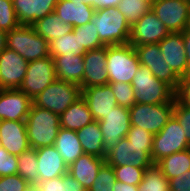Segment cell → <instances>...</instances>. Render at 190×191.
Returning <instances> with one entry per match:
<instances>
[{
    "mask_svg": "<svg viewBox=\"0 0 190 191\" xmlns=\"http://www.w3.org/2000/svg\"><path fill=\"white\" fill-rule=\"evenodd\" d=\"M25 123L30 148L54 145L60 129L59 115L32 104Z\"/></svg>",
    "mask_w": 190,
    "mask_h": 191,
    "instance_id": "obj_1",
    "label": "cell"
},
{
    "mask_svg": "<svg viewBox=\"0 0 190 191\" xmlns=\"http://www.w3.org/2000/svg\"><path fill=\"white\" fill-rule=\"evenodd\" d=\"M131 85L135 93V103H174L176 91L164 81L158 80L145 66H139Z\"/></svg>",
    "mask_w": 190,
    "mask_h": 191,
    "instance_id": "obj_2",
    "label": "cell"
},
{
    "mask_svg": "<svg viewBox=\"0 0 190 191\" xmlns=\"http://www.w3.org/2000/svg\"><path fill=\"white\" fill-rule=\"evenodd\" d=\"M91 22L105 46L129 43L131 26L117 7L95 10Z\"/></svg>",
    "mask_w": 190,
    "mask_h": 191,
    "instance_id": "obj_3",
    "label": "cell"
},
{
    "mask_svg": "<svg viewBox=\"0 0 190 191\" xmlns=\"http://www.w3.org/2000/svg\"><path fill=\"white\" fill-rule=\"evenodd\" d=\"M106 64L109 83L131 84L140 66L135 48L129 43L107 46Z\"/></svg>",
    "mask_w": 190,
    "mask_h": 191,
    "instance_id": "obj_4",
    "label": "cell"
},
{
    "mask_svg": "<svg viewBox=\"0 0 190 191\" xmlns=\"http://www.w3.org/2000/svg\"><path fill=\"white\" fill-rule=\"evenodd\" d=\"M6 47L28 62L50 56L49 42L37 34L32 25H19L6 32Z\"/></svg>",
    "mask_w": 190,
    "mask_h": 191,
    "instance_id": "obj_5",
    "label": "cell"
},
{
    "mask_svg": "<svg viewBox=\"0 0 190 191\" xmlns=\"http://www.w3.org/2000/svg\"><path fill=\"white\" fill-rule=\"evenodd\" d=\"M82 96L79 84L56 79L33 101V105L61 115L68 107Z\"/></svg>",
    "mask_w": 190,
    "mask_h": 191,
    "instance_id": "obj_6",
    "label": "cell"
},
{
    "mask_svg": "<svg viewBox=\"0 0 190 191\" xmlns=\"http://www.w3.org/2000/svg\"><path fill=\"white\" fill-rule=\"evenodd\" d=\"M190 148L185 131L174 115L165 127L153 136L151 158L157 164L164 157Z\"/></svg>",
    "mask_w": 190,
    "mask_h": 191,
    "instance_id": "obj_7",
    "label": "cell"
},
{
    "mask_svg": "<svg viewBox=\"0 0 190 191\" xmlns=\"http://www.w3.org/2000/svg\"><path fill=\"white\" fill-rule=\"evenodd\" d=\"M173 110L174 103L157 105L135 103L129 108L131 126H138L153 135L158 134L172 117Z\"/></svg>",
    "mask_w": 190,
    "mask_h": 191,
    "instance_id": "obj_8",
    "label": "cell"
},
{
    "mask_svg": "<svg viewBox=\"0 0 190 191\" xmlns=\"http://www.w3.org/2000/svg\"><path fill=\"white\" fill-rule=\"evenodd\" d=\"M152 146H137L124 137L106 152L105 163L110 166L133 165L137 168H150L154 165L151 158Z\"/></svg>",
    "mask_w": 190,
    "mask_h": 191,
    "instance_id": "obj_9",
    "label": "cell"
},
{
    "mask_svg": "<svg viewBox=\"0 0 190 191\" xmlns=\"http://www.w3.org/2000/svg\"><path fill=\"white\" fill-rule=\"evenodd\" d=\"M55 63L51 56L30 61L19 90L34 99L56 80Z\"/></svg>",
    "mask_w": 190,
    "mask_h": 191,
    "instance_id": "obj_10",
    "label": "cell"
},
{
    "mask_svg": "<svg viewBox=\"0 0 190 191\" xmlns=\"http://www.w3.org/2000/svg\"><path fill=\"white\" fill-rule=\"evenodd\" d=\"M151 10L169 32H183L190 19V0H155Z\"/></svg>",
    "mask_w": 190,
    "mask_h": 191,
    "instance_id": "obj_11",
    "label": "cell"
},
{
    "mask_svg": "<svg viewBox=\"0 0 190 191\" xmlns=\"http://www.w3.org/2000/svg\"><path fill=\"white\" fill-rule=\"evenodd\" d=\"M140 65L147 67L153 75L171 86L175 91L178 89L180 78L166 64L158 43L134 46Z\"/></svg>",
    "mask_w": 190,
    "mask_h": 191,
    "instance_id": "obj_12",
    "label": "cell"
},
{
    "mask_svg": "<svg viewBox=\"0 0 190 191\" xmlns=\"http://www.w3.org/2000/svg\"><path fill=\"white\" fill-rule=\"evenodd\" d=\"M98 123L103 135L105 151L107 152L119 143L122 138L126 137L130 130L129 108L117 105Z\"/></svg>",
    "mask_w": 190,
    "mask_h": 191,
    "instance_id": "obj_13",
    "label": "cell"
},
{
    "mask_svg": "<svg viewBox=\"0 0 190 191\" xmlns=\"http://www.w3.org/2000/svg\"><path fill=\"white\" fill-rule=\"evenodd\" d=\"M169 33L170 32L167 30L164 24L150 9L133 26H131L129 44L132 46H139L159 43Z\"/></svg>",
    "mask_w": 190,
    "mask_h": 191,
    "instance_id": "obj_14",
    "label": "cell"
},
{
    "mask_svg": "<svg viewBox=\"0 0 190 191\" xmlns=\"http://www.w3.org/2000/svg\"><path fill=\"white\" fill-rule=\"evenodd\" d=\"M28 63L20 54L6 47L0 53V89H19Z\"/></svg>",
    "mask_w": 190,
    "mask_h": 191,
    "instance_id": "obj_15",
    "label": "cell"
},
{
    "mask_svg": "<svg viewBox=\"0 0 190 191\" xmlns=\"http://www.w3.org/2000/svg\"><path fill=\"white\" fill-rule=\"evenodd\" d=\"M33 101L19 89H0V121H26Z\"/></svg>",
    "mask_w": 190,
    "mask_h": 191,
    "instance_id": "obj_16",
    "label": "cell"
},
{
    "mask_svg": "<svg viewBox=\"0 0 190 191\" xmlns=\"http://www.w3.org/2000/svg\"><path fill=\"white\" fill-rule=\"evenodd\" d=\"M107 46L95 50H87L83 55L84 74L82 88L109 84L106 69Z\"/></svg>",
    "mask_w": 190,
    "mask_h": 191,
    "instance_id": "obj_17",
    "label": "cell"
},
{
    "mask_svg": "<svg viewBox=\"0 0 190 191\" xmlns=\"http://www.w3.org/2000/svg\"><path fill=\"white\" fill-rule=\"evenodd\" d=\"M166 64L182 79L187 76V61L182 32H170L158 43Z\"/></svg>",
    "mask_w": 190,
    "mask_h": 191,
    "instance_id": "obj_18",
    "label": "cell"
},
{
    "mask_svg": "<svg viewBox=\"0 0 190 191\" xmlns=\"http://www.w3.org/2000/svg\"><path fill=\"white\" fill-rule=\"evenodd\" d=\"M81 90L82 97L87 102L94 121H101L117 106L110 84L81 88Z\"/></svg>",
    "mask_w": 190,
    "mask_h": 191,
    "instance_id": "obj_19",
    "label": "cell"
},
{
    "mask_svg": "<svg viewBox=\"0 0 190 191\" xmlns=\"http://www.w3.org/2000/svg\"><path fill=\"white\" fill-rule=\"evenodd\" d=\"M0 145L14 155L28 150L30 145L25 121H0Z\"/></svg>",
    "mask_w": 190,
    "mask_h": 191,
    "instance_id": "obj_20",
    "label": "cell"
},
{
    "mask_svg": "<svg viewBox=\"0 0 190 191\" xmlns=\"http://www.w3.org/2000/svg\"><path fill=\"white\" fill-rule=\"evenodd\" d=\"M20 25H32L37 20L51 14L58 0H12Z\"/></svg>",
    "mask_w": 190,
    "mask_h": 191,
    "instance_id": "obj_21",
    "label": "cell"
},
{
    "mask_svg": "<svg viewBox=\"0 0 190 191\" xmlns=\"http://www.w3.org/2000/svg\"><path fill=\"white\" fill-rule=\"evenodd\" d=\"M36 152L39 181L50 180L68 173V166L54 145L37 148Z\"/></svg>",
    "mask_w": 190,
    "mask_h": 191,
    "instance_id": "obj_22",
    "label": "cell"
},
{
    "mask_svg": "<svg viewBox=\"0 0 190 191\" xmlns=\"http://www.w3.org/2000/svg\"><path fill=\"white\" fill-rule=\"evenodd\" d=\"M95 8L78 0H58L54 12L73 28L92 21Z\"/></svg>",
    "mask_w": 190,
    "mask_h": 191,
    "instance_id": "obj_23",
    "label": "cell"
},
{
    "mask_svg": "<svg viewBox=\"0 0 190 191\" xmlns=\"http://www.w3.org/2000/svg\"><path fill=\"white\" fill-rule=\"evenodd\" d=\"M105 163V159L89 154L79 156L70 166L68 173L79 180L81 184L89 190L101 166Z\"/></svg>",
    "mask_w": 190,
    "mask_h": 191,
    "instance_id": "obj_24",
    "label": "cell"
},
{
    "mask_svg": "<svg viewBox=\"0 0 190 191\" xmlns=\"http://www.w3.org/2000/svg\"><path fill=\"white\" fill-rule=\"evenodd\" d=\"M55 63L56 78L77 83L82 88L84 74L83 55H59L51 56Z\"/></svg>",
    "mask_w": 190,
    "mask_h": 191,
    "instance_id": "obj_25",
    "label": "cell"
},
{
    "mask_svg": "<svg viewBox=\"0 0 190 191\" xmlns=\"http://www.w3.org/2000/svg\"><path fill=\"white\" fill-rule=\"evenodd\" d=\"M59 119L60 127L72 131H79L94 121L88 104L82 96L71 104L68 109L59 116Z\"/></svg>",
    "mask_w": 190,
    "mask_h": 191,
    "instance_id": "obj_26",
    "label": "cell"
},
{
    "mask_svg": "<svg viewBox=\"0 0 190 191\" xmlns=\"http://www.w3.org/2000/svg\"><path fill=\"white\" fill-rule=\"evenodd\" d=\"M76 133L84 154L105 159L106 151L98 121H93L81 128L79 131H76Z\"/></svg>",
    "mask_w": 190,
    "mask_h": 191,
    "instance_id": "obj_27",
    "label": "cell"
},
{
    "mask_svg": "<svg viewBox=\"0 0 190 191\" xmlns=\"http://www.w3.org/2000/svg\"><path fill=\"white\" fill-rule=\"evenodd\" d=\"M54 146L67 166H70L79 156L84 154L76 131L62 127L58 131Z\"/></svg>",
    "mask_w": 190,
    "mask_h": 191,
    "instance_id": "obj_28",
    "label": "cell"
},
{
    "mask_svg": "<svg viewBox=\"0 0 190 191\" xmlns=\"http://www.w3.org/2000/svg\"><path fill=\"white\" fill-rule=\"evenodd\" d=\"M32 27L49 43L73 31V26L65 23L55 12L37 20L32 24Z\"/></svg>",
    "mask_w": 190,
    "mask_h": 191,
    "instance_id": "obj_29",
    "label": "cell"
},
{
    "mask_svg": "<svg viewBox=\"0 0 190 191\" xmlns=\"http://www.w3.org/2000/svg\"><path fill=\"white\" fill-rule=\"evenodd\" d=\"M156 165L168 180L190 171V148L164 157Z\"/></svg>",
    "mask_w": 190,
    "mask_h": 191,
    "instance_id": "obj_30",
    "label": "cell"
},
{
    "mask_svg": "<svg viewBox=\"0 0 190 191\" xmlns=\"http://www.w3.org/2000/svg\"><path fill=\"white\" fill-rule=\"evenodd\" d=\"M18 158V171L22 178H24L30 185H34L39 181V172L37 170V152L34 148H29L23 151Z\"/></svg>",
    "mask_w": 190,
    "mask_h": 191,
    "instance_id": "obj_31",
    "label": "cell"
},
{
    "mask_svg": "<svg viewBox=\"0 0 190 191\" xmlns=\"http://www.w3.org/2000/svg\"><path fill=\"white\" fill-rule=\"evenodd\" d=\"M75 35H78L79 50L85 54L87 50H95L104 47L93 22L73 28Z\"/></svg>",
    "mask_w": 190,
    "mask_h": 191,
    "instance_id": "obj_32",
    "label": "cell"
},
{
    "mask_svg": "<svg viewBox=\"0 0 190 191\" xmlns=\"http://www.w3.org/2000/svg\"><path fill=\"white\" fill-rule=\"evenodd\" d=\"M138 191H170L169 180L154 164L144 171L142 181L138 185Z\"/></svg>",
    "mask_w": 190,
    "mask_h": 191,
    "instance_id": "obj_33",
    "label": "cell"
},
{
    "mask_svg": "<svg viewBox=\"0 0 190 191\" xmlns=\"http://www.w3.org/2000/svg\"><path fill=\"white\" fill-rule=\"evenodd\" d=\"M49 54L50 56L84 55L79 50L78 35H75L73 31L52 40L49 43Z\"/></svg>",
    "mask_w": 190,
    "mask_h": 191,
    "instance_id": "obj_34",
    "label": "cell"
},
{
    "mask_svg": "<svg viewBox=\"0 0 190 191\" xmlns=\"http://www.w3.org/2000/svg\"><path fill=\"white\" fill-rule=\"evenodd\" d=\"M130 26H133L145 13L151 9V4L144 0H121L117 6Z\"/></svg>",
    "mask_w": 190,
    "mask_h": 191,
    "instance_id": "obj_35",
    "label": "cell"
},
{
    "mask_svg": "<svg viewBox=\"0 0 190 191\" xmlns=\"http://www.w3.org/2000/svg\"><path fill=\"white\" fill-rule=\"evenodd\" d=\"M115 181L116 176L113 167L104 163L99 169L92 186L87 191H113Z\"/></svg>",
    "mask_w": 190,
    "mask_h": 191,
    "instance_id": "obj_36",
    "label": "cell"
},
{
    "mask_svg": "<svg viewBox=\"0 0 190 191\" xmlns=\"http://www.w3.org/2000/svg\"><path fill=\"white\" fill-rule=\"evenodd\" d=\"M115 172L116 180L129 185L138 186L143 178L144 171L147 168H137L131 165L112 166Z\"/></svg>",
    "mask_w": 190,
    "mask_h": 191,
    "instance_id": "obj_37",
    "label": "cell"
},
{
    "mask_svg": "<svg viewBox=\"0 0 190 191\" xmlns=\"http://www.w3.org/2000/svg\"><path fill=\"white\" fill-rule=\"evenodd\" d=\"M19 25L12 0H0V30L9 32Z\"/></svg>",
    "mask_w": 190,
    "mask_h": 191,
    "instance_id": "obj_38",
    "label": "cell"
},
{
    "mask_svg": "<svg viewBox=\"0 0 190 191\" xmlns=\"http://www.w3.org/2000/svg\"><path fill=\"white\" fill-rule=\"evenodd\" d=\"M109 84L115 94L117 105L131 108L135 104V93L131 84L119 82Z\"/></svg>",
    "mask_w": 190,
    "mask_h": 191,
    "instance_id": "obj_39",
    "label": "cell"
},
{
    "mask_svg": "<svg viewBox=\"0 0 190 191\" xmlns=\"http://www.w3.org/2000/svg\"><path fill=\"white\" fill-rule=\"evenodd\" d=\"M18 158L17 155L10 154L0 145V177L17 174Z\"/></svg>",
    "mask_w": 190,
    "mask_h": 191,
    "instance_id": "obj_40",
    "label": "cell"
},
{
    "mask_svg": "<svg viewBox=\"0 0 190 191\" xmlns=\"http://www.w3.org/2000/svg\"><path fill=\"white\" fill-rule=\"evenodd\" d=\"M173 115L184 129L186 140L190 143V107L175 97Z\"/></svg>",
    "mask_w": 190,
    "mask_h": 191,
    "instance_id": "obj_41",
    "label": "cell"
},
{
    "mask_svg": "<svg viewBox=\"0 0 190 191\" xmlns=\"http://www.w3.org/2000/svg\"><path fill=\"white\" fill-rule=\"evenodd\" d=\"M153 134L149 131L141 129L138 126H130L126 138L129 143L137 146H152L153 145Z\"/></svg>",
    "mask_w": 190,
    "mask_h": 191,
    "instance_id": "obj_42",
    "label": "cell"
},
{
    "mask_svg": "<svg viewBox=\"0 0 190 191\" xmlns=\"http://www.w3.org/2000/svg\"><path fill=\"white\" fill-rule=\"evenodd\" d=\"M29 185L19 174L0 177V191H27Z\"/></svg>",
    "mask_w": 190,
    "mask_h": 191,
    "instance_id": "obj_43",
    "label": "cell"
},
{
    "mask_svg": "<svg viewBox=\"0 0 190 191\" xmlns=\"http://www.w3.org/2000/svg\"><path fill=\"white\" fill-rule=\"evenodd\" d=\"M40 191H66V174L36 183Z\"/></svg>",
    "mask_w": 190,
    "mask_h": 191,
    "instance_id": "obj_44",
    "label": "cell"
},
{
    "mask_svg": "<svg viewBox=\"0 0 190 191\" xmlns=\"http://www.w3.org/2000/svg\"><path fill=\"white\" fill-rule=\"evenodd\" d=\"M175 97L182 104L190 107V74L180 80L178 89L175 92Z\"/></svg>",
    "mask_w": 190,
    "mask_h": 191,
    "instance_id": "obj_45",
    "label": "cell"
},
{
    "mask_svg": "<svg viewBox=\"0 0 190 191\" xmlns=\"http://www.w3.org/2000/svg\"><path fill=\"white\" fill-rule=\"evenodd\" d=\"M170 191H190V171L169 180Z\"/></svg>",
    "mask_w": 190,
    "mask_h": 191,
    "instance_id": "obj_46",
    "label": "cell"
},
{
    "mask_svg": "<svg viewBox=\"0 0 190 191\" xmlns=\"http://www.w3.org/2000/svg\"><path fill=\"white\" fill-rule=\"evenodd\" d=\"M66 191H87L79 180L73 178L69 173L66 174Z\"/></svg>",
    "mask_w": 190,
    "mask_h": 191,
    "instance_id": "obj_47",
    "label": "cell"
},
{
    "mask_svg": "<svg viewBox=\"0 0 190 191\" xmlns=\"http://www.w3.org/2000/svg\"><path fill=\"white\" fill-rule=\"evenodd\" d=\"M186 61H187V75L190 74V32L186 29L182 32Z\"/></svg>",
    "mask_w": 190,
    "mask_h": 191,
    "instance_id": "obj_48",
    "label": "cell"
},
{
    "mask_svg": "<svg viewBox=\"0 0 190 191\" xmlns=\"http://www.w3.org/2000/svg\"><path fill=\"white\" fill-rule=\"evenodd\" d=\"M113 191H138V186L129 185L120 181H115Z\"/></svg>",
    "mask_w": 190,
    "mask_h": 191,
    "instance_id": "obj_49",
    "label": "cell"
},
{
    "mask_svg": "<svg viewBox=\"0 0 190 191\" xmlns=\"http://www.w3.org/2000/svg\"><path fill=\"white\" fill-rule=\"evenodd\" d=\"M121 0H99V9L117 7Z\"/></svg>",
    "mask_w": 190,
    "mask_h": 191,
    "instance_id": "obj_50",
    "label": "cell"
},
{
    "mask_svg": "<svg viewBox=\"0 0 190 191\" xmlns=\"http://www.w3.org/2000/svg\"><path fill=\"white\" fill-rule=\"evenodd\" d=\"M6 48V32L0 30V53Z\"/></svg>",
    "mask_w": 190,
    "mask_h": 191,
    "instance_id": "obj_51",
    "label": "cell"
},
{
    "mask_svg": "<svg viewBox=\"0 0 190 191\" xmlns=\"http://www.w3.org/2000/svg\"><path fill=\"white\" fill-rule=\"evenodd\" d=\"M78 1H83L84 4H87L96 10L99 9V0H78Z\"/></svg>",
    "mask_w": 190,
    "mask_h": 191,
    "instance_id": "obj_52",
    "label": "cell"
},
{
    "mask_svg": "<svg viewBox=\"0 0 190 191\" xmlns=\"http://www.w3.org/2000/svg\"><path fill=\"white\" fill-rule=\"evenodd\" d=\"M27 191H40V189L38 188L36 184H34V185H29V188Z\"/></svg>",
    "mask_w": 190,
    "mask_h": 191,
    "instance_id": "obj_53",
    "label": "cell"
},
{
    "mask_svg": "<svg viewBox=\"0 0 190 191\" xmlns=\"http://www.w3.org/2000/svg\"><path fill=\"white\" fill-rule=\"evenodd\" d=\"M144 1H146L149 4H152L155 0H144Z\"/></svg>",
    "mask_w": 190,
    "mask_h": 191,
    "instance_id": "obj_54",
    "label": "cell"
},
{
    "mask_svg": "<svg viewBox=\"0 0 190 191\" xmlns=\"http://www.w3.org/2000/svg\"><path fill=\"white\" fill-rule=\"evenodd\" d=\"M187 30L190 32V19H189V22H188Z\"/></svg>",
    "mask_w": 190,
    "mask_h": 191,
    "instance_id": "obj_55",
    "label": "cell"
}]
</instances>
